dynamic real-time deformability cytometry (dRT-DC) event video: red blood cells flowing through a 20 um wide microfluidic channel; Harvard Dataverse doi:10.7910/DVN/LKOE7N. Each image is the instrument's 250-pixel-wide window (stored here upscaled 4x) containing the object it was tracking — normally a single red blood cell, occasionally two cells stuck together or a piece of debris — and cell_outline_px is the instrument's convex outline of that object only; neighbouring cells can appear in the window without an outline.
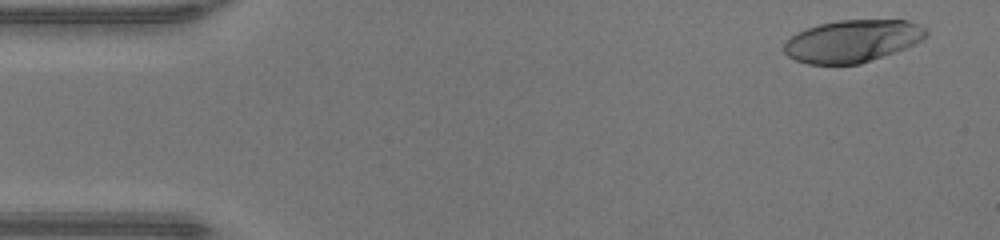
{"species": "human", "species_latin": "Homo sapiens", "temperature_condition": "warm", "stored_images_in_passage": 48, "camera_frame_rate_fps": 3000, "um_per_image_px": 0.085, "donor": {"sex": "male"}, "frame": {"image": 1, "passage_image": 3, "time_ms": 0.667, "image_size_px": [1000, 240], "cell_outline_px": [[928, 36], [904, 48], [860, 64], [808, 64], [796, 60], [788, 56], [784, 52], [784, 44], [792, 36], [808, 28], [820, 24], [836, 20], [908, 20], [924, 28], [928, 32]], "centroid_in_image_um": [72.45, 3.49], "position_along_channel_um": 12.6, "area_um2": 34.56}}
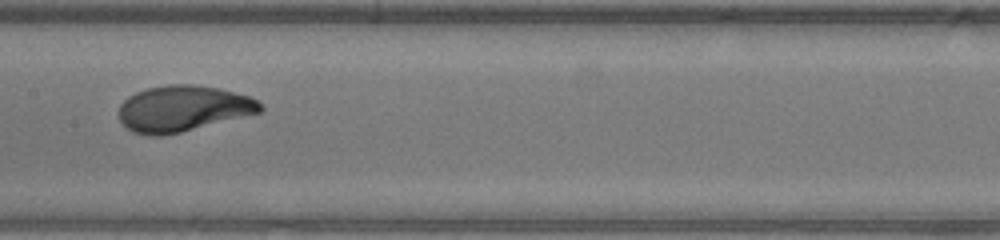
{"frame": {"image": 2, "passage_image": 24, "time_ms": 7.667, "image_size_px": [1000, 240], "cell_outline_px": [[264, 108], [260, 112], [180, 132], [160, 136], [148, 136], [132, 132], [120, 120], [120, 104], [128, 96], [136, 92], [148, 88], [168, 84], [192, 84], [220, 88], [248, 96], [256, 100]], "centroid_in_image_um": [15.52, 9.22], "position_along_channel_um": 191.9, "area_um2": 37.57}}
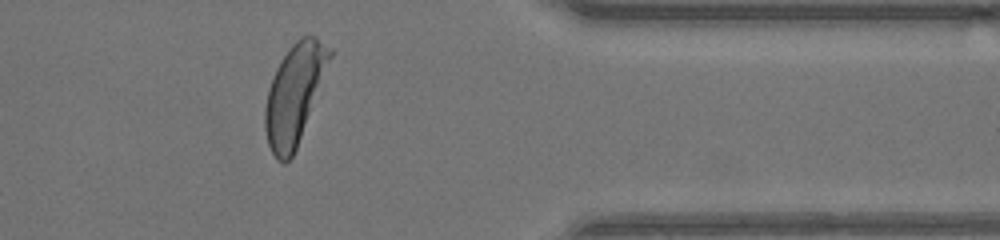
{"frame": {"image": 3, "passage_image": 39, "time_ms": 12.667, "image_size_px": [1000, 240], "cell_outline_px": [[332, 56], [296, 148], [292, 156], [284, 164], [276, 160], [268, 144], [264, 128], [264, 108], [268, 88], [276, 68], [280, 60], [288, 48], [300, 36], [316, 36], [332, 48]], "centroid_in_image_um": [25.0, 7.98], "position_along_channel_um": 386.4, "area_um2": 37.28}, "authors_computed_cell_mechanics": {"area_um2": 37.1365, "velocity_mm_per_s": 4.2779, "shape_relaxation_time_tau1_ms": 2.9715, "shape_relaxation_time_tau2_ms": null, "deformation_change_tau1": 0.2082, "deformation_change_tau2": null}}